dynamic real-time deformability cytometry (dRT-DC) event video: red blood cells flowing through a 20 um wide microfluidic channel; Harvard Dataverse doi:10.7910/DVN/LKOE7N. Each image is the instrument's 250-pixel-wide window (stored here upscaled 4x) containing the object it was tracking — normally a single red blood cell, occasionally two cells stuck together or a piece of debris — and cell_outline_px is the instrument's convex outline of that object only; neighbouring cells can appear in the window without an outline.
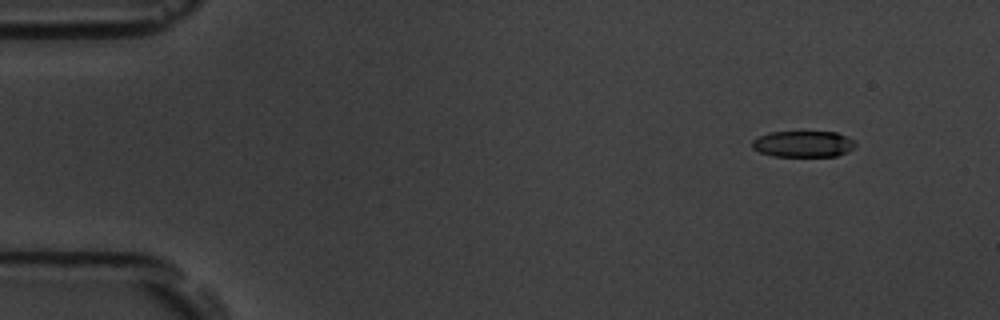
{"species": "common noctule bat (a hibernating species)", "species_latin": "Nyctalus noctula", "temperature_condition": "room temperature", "stored_images_in_passage": 5, "camera_frame_rate_fps": 3000, "um_per_image_px": 0.085, "animal": {"sex": "male", "body_mass_g": 19.5, "forearm_length_mm": 54.6}, "frame": {"image": 1, "passage_image": 2, "time_ms": 1.333, "image_size_px": [1000, 320], "cell_outline_px": [[856, 144], [848, 152], [836, 156], [772, 156], [760, 152], [752, 148], [752, 140], [768, 132], [836, 132], [848, 136], [856, 140]], "centroid_in_image_um": [68.3, 12.23], "position_along_channel_um": 16.7, "area_um2": 15.9}}
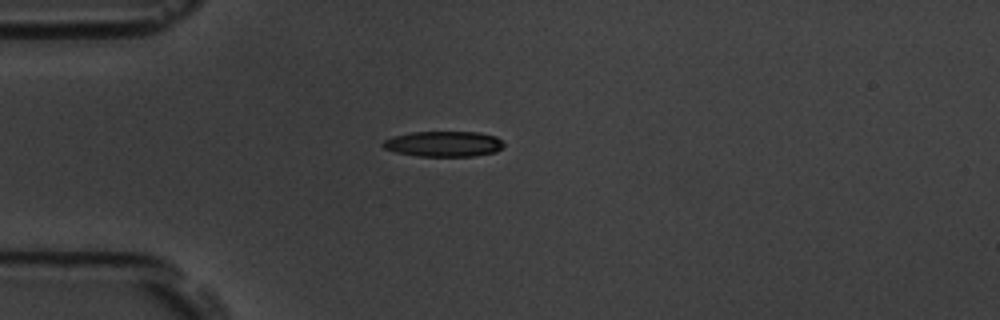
{"frame": {"image": 2, "passage_image": 5, "time_ms": 4.667, "image_size_px": [1000, 320], "cell_outline_px": [[504, 144], [496, 152], [476, 156], [416, 156], [396, 152], [384, 148], [380, 144], [384, 140], [392, 136], [412, 132], [480, 132], [496, 136]], "centroid_in_image_um": [37.69, 12.23], "position_along_channel_um": 47.3, "area_um2": 18.03}}